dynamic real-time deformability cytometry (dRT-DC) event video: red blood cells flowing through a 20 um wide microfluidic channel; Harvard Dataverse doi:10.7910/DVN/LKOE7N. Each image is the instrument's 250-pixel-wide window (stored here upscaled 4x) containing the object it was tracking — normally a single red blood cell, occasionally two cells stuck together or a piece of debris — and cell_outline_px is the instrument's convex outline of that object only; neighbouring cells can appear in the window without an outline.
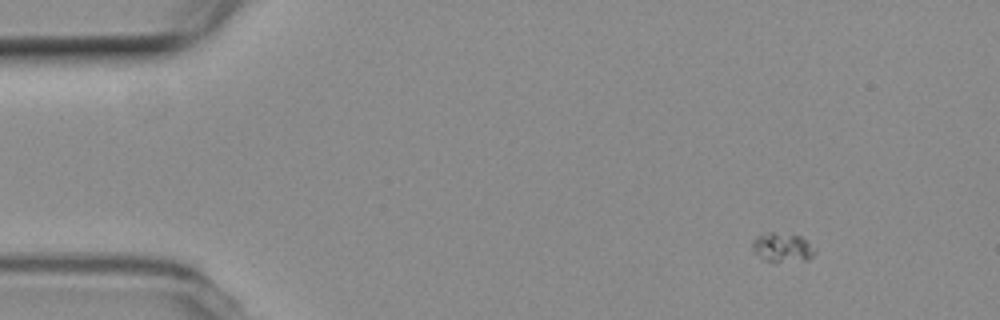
{"species": "common noctule bat (a hibernating species)", "species_latin": "Nyctalus noctula", "temperature_condition": "room temperature", "stored_images_in_passage": 50, "camera_frame_rate_fps": 3000, "um_per_image_px": 0.085, "animal": {"sex": "female", "body_mass_g": 19.3, "forearm_length_mm": 54.1}, "frame": {"image": 1, "passage_image": 1, "time_ms": 0.0, "image_size_px": [1000, 320], "cell_outline_px": [[816, 252], [808, 260], [764, 260], [752, 252], [752, 240], [756, 236], [768, 232], [772, 232], [800, 236], [808, 240], [816, 248]], "centroid_in_image_um": [66.5, 21.01], "position_along_channel_um": 18.5, "area_um2": 10.58}}
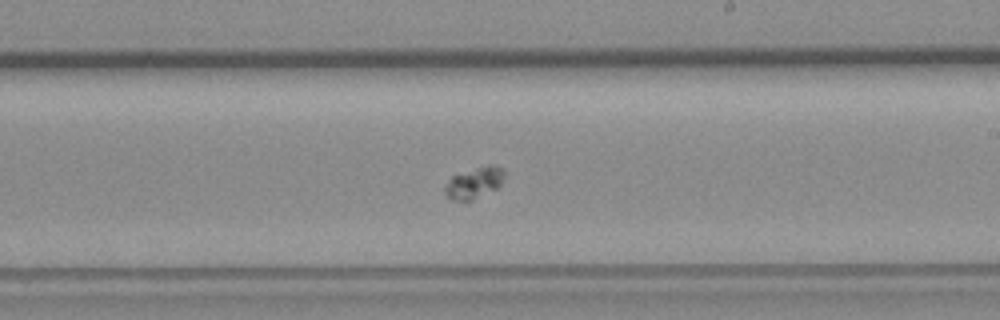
{"frame": {"image": 2, "passage_image": 27, "time_ms": 8.667, "image_size_px": [1000, 320], "cell_outline_px": [[504, 176], [500, 184], [496, 188], [472, 200], [452, 200], [444, 192], [444, 188], [452, 176], [476, 168], [492, 164], [496, 164], [504, 168]], "centroid_in_image_um": [40.33, 15.52], "position_along_channel_um": 248.7, "area_um2": 10.58}}
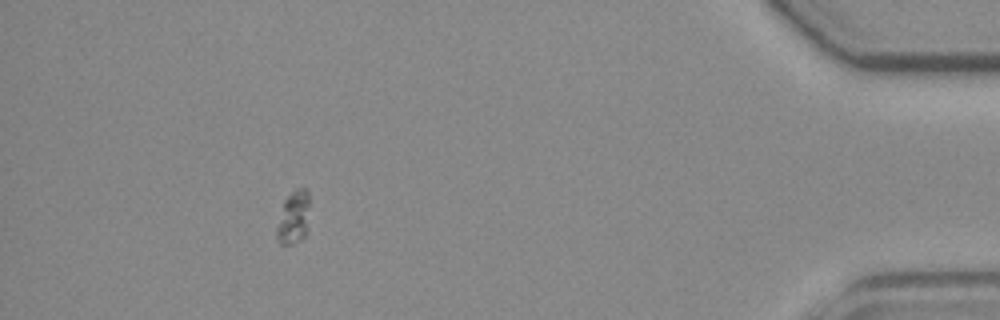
{"frame": {"image": 3, "passage_image": 45, "time_ms": 14.667, "image_size_px": [1000, 320], "cell_outline_px": [[308, 228], [304, 236], [300, 240], [292, 244], [280, 244], [276, 240], [276, 228], [284, 200], [296, 188], [304, 188], [308, 192]], "centroid_in_image_um": [24.94, 18.51], "position_along_channel_um": 410.3, "area_um2": 10.17}, "authors_computed_cell_mechanics": {"area_um2": 10.5774, "velocity_mm_per_s": 3.7351, "shape_relaxation_time_tau1_ms": null, "shape_relaxation_time_tau2_ms": 3.0227, "deformation_change_tau1": null, "deformation_change_tau2": null}}